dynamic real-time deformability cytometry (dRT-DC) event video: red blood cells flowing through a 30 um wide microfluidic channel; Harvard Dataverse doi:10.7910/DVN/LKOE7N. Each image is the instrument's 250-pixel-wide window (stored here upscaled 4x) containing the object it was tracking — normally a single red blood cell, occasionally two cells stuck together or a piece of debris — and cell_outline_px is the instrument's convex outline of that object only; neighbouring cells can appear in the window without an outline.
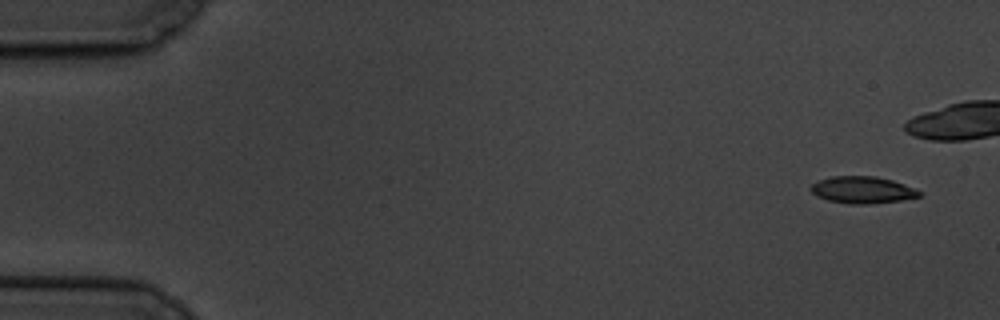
{"species": "common noctule bat (a hibernating species)", "species_latin": "Nyctalus noctula", "temperature_condition": "cold", "stored_images_in_passage": 10, "camera_frame_rate_fps": 3000, "um_per_image_px": 0.085, "animal": {"sex": "male", "body_mass_g": 19.5, "forearm_length_mm": 54.6}, "frame": {"image": 1, "passage_image": 1, "time_ms": 0.0, "image_size_px": [1000, 320], "cell_outline_px": [[924, 192], [920, 196], [900, 200], [872, 204], [848, 204], [828, 200], [816, 196], [808, 188], [812, 184], [820, 180], [832, 176], [876, 176], [892, 180], [916, 188]], "centroid_in_image_um": [73.32, 16.14], "position_along_channel_um": 11.7, "area_um2": 17.17}}